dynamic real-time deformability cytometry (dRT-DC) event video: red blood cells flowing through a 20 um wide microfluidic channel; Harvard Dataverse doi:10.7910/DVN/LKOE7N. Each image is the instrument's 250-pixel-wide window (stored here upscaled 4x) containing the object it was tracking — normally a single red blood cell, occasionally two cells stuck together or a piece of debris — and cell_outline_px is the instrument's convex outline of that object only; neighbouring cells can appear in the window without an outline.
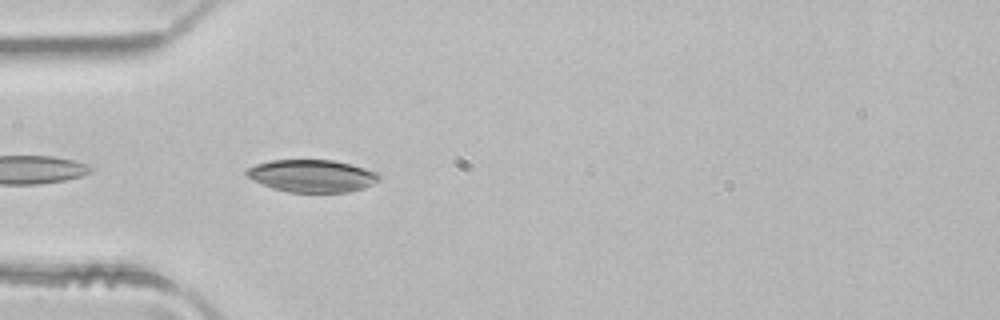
{"species": "common noctule bat (a hibernating species)", "species_latin": "Nyctalus noctula", "temperature_condition": "room temperature", "stored_images_in_passage": 3, "camera_frame_rate_fps": 3000, "um_per_image_px": 0.085, "animal": {"sex": "male", "body_mass_g": 21.5, "forearm_length_mm": 52.0}, "frame": {"image": 1, "passage_image": 3, "time_ms": 0.667, "image_size_px": [1000, 320], "cell_outline_px": [[380, 180], [364, 188], [348, 192], [288, 192], [272, 188], [252, 180], [244, 172], [244, 168], [256, 164], [272, 160], [332, 160], [364, 168], [376, 172], [380, 176]], "centroid_in_image_um": [26.48, 14.95], "position_along_channel_um": 58.5, "area_um2": 25.03}}